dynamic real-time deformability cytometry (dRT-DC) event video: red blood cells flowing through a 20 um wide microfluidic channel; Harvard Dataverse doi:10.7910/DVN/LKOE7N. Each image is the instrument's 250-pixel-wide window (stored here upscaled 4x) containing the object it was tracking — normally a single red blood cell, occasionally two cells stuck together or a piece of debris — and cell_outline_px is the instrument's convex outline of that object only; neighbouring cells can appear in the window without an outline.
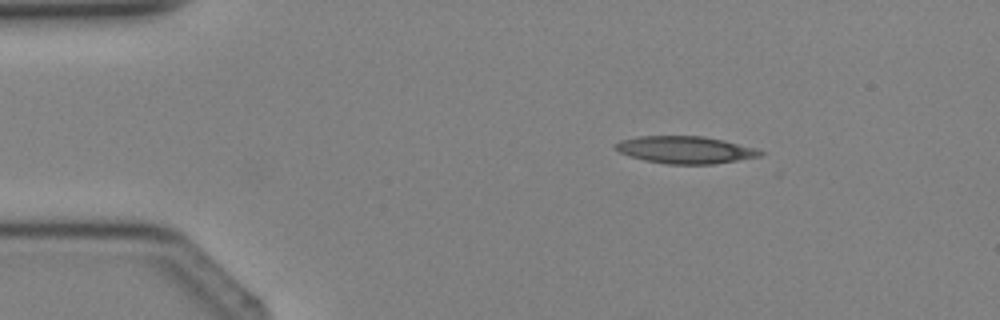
{"species": "Egyptian fruit bat (a non-hibernating species)", "species_latin": "Rousettus aegyptiacus", "temperature_condition": "cold", "stored_images_in_passage": 4, "camera_frame_rate_fps": 3000, "um_per_image_px": 0.085, "animal": {"sex": "female"}, "frame": {"image": 1, "passage_image": 2, "time_ms": 1.333, "image_size_px": [1000, 320], "cell_outline_px": [[768, 152], [760, 156], [712, 164], [668, 164], [644, 160], [628, 156], [612, 148], [612, 144], [620, 140], [636, 136], [704, 136], [724, 140], [756, 148]], "centroid_in_image_um": [58.21, 12.72], "position_along_channel_um": 26.8, "area_um2": 23.24}}